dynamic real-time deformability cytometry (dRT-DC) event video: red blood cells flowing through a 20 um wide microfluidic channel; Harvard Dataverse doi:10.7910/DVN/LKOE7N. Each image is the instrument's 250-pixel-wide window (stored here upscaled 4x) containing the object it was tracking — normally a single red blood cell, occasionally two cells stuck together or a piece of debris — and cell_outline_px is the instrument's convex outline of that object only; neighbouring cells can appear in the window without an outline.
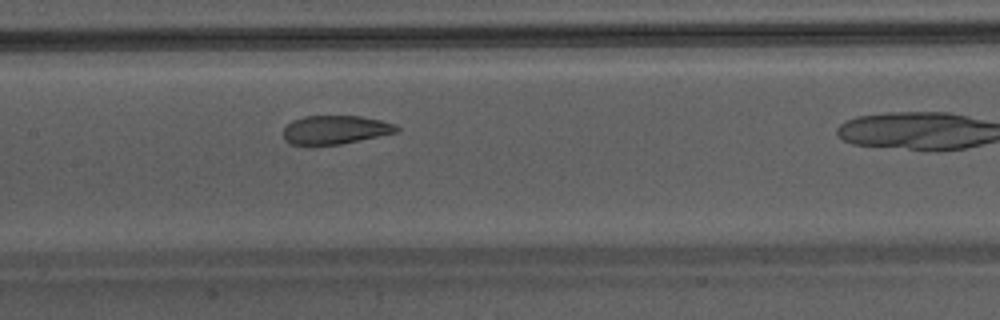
{"species": "Egyptian fruit bat (a non-hibernating species)", "species_latin": "Rousettus aegyptiacus", "temperature_condition": "warm", "stored_images_in_passage": 15, "camera_frame_rate_fps": 3000, "um_per_image_px": 0.085, "animal": {"sex": "male"}, "frame": {"image": 1, "passage_image": 11, "time_ms": 3.333, "image_size_px": [1000, 320], "cell_outline_px": [[400, 128], [396, 132], [340, 144], [292, 144], [284, 136], [284, 128], [292, 120], [304, 116], [360, 116], [380, 120], [396, 124]], "centroid_in_image_um": [28.52, 11.01], "position_along_channel_um": 178.9, "area_um2": 18.5}}